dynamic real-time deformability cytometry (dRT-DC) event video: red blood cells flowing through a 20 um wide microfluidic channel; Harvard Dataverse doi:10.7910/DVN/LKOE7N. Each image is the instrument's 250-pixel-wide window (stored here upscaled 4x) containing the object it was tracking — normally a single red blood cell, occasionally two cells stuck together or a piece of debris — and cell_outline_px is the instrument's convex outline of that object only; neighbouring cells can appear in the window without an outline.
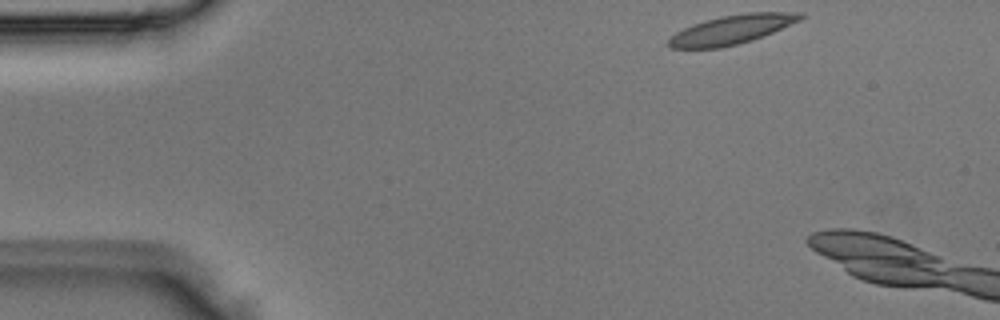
{"species": "Egyptian fruit bat (a non-hibernating species)", "species_latin": "Rousettus aegyptiacus", "temperature_condition": "room temperature", "stored_images_in_passage": 2, "camera_frame_rate_fps": 3000, "um_per_image_px": 0.085, "animal": {"sex": "male"}, "frame": {"image": 1, "passage_image": 1, "time_ms": 0.0, "image_size_px": [1000, 320], "cell_outline_px": [[804, 16], [800, 20], [772, 32], [752, 40], [720, 48], [668, 48], [668, 40], [676, 32], [692, 24], [720, 16], [748, 12], [804, 12]], "centroid_in_image_um": [62.19, 2.5], "position_along_channel_um": 22.8, "area_um2": 22.14}}